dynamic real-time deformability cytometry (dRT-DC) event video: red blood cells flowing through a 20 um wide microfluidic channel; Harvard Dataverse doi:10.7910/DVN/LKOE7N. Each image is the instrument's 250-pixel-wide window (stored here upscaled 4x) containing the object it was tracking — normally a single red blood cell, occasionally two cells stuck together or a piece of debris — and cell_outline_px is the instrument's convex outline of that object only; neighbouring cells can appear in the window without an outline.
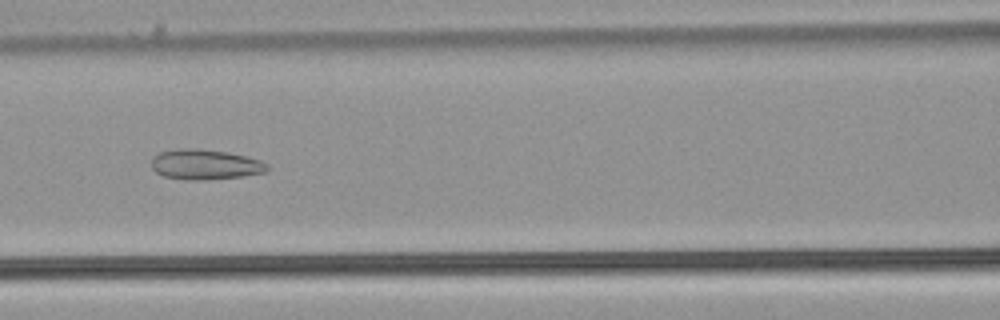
{"species": "common noctule bat (a hibernating species)", "species_latin": "Nyctalus noctula", "temperature_condition": "warm", "stored_images_in_passage": 52, "camera_frame_rate_fps": 3000, "um_per_image_px": 0.085, "animal": {"sex": "male", "body_mass_g": 21.5, "forearm_length_mm": 52.0}, "frame": {"image": 1, "passage_image": 24, "time_ms": 7.667, "image_size_px": [1000, 320], "cell_outline_px": [[268, 168], [264, 172], [244, 176], [200, 180], [188, 180], [164, 176], [156, 172], [152, 168], [152, 156], [160, 152], [176, 148], [196, 148], [228, 152], [260, 160], [268, 164]], "centroid_in_image_um": [17.4, 13.97], "position_along_channel_um": 149.2, "area_um2": 20.35}}
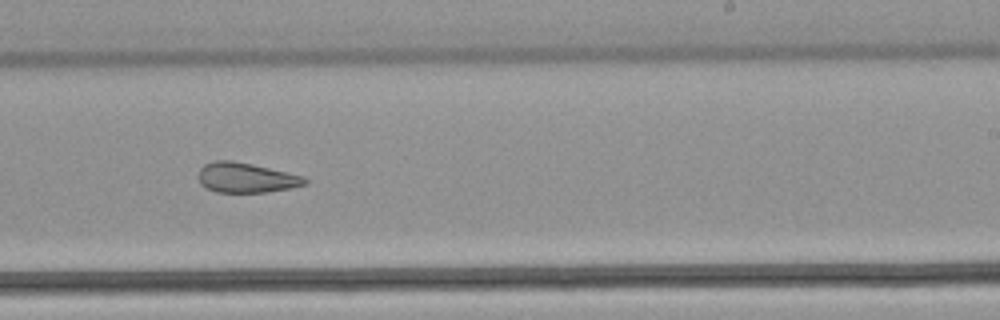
{"frame": {"image": 2, "passage_image": 33, "time_ms": 10.667, "image_size_px": [1000, 320], "cell_outline_px": [[308, 184], [268, 192], [216, 192], [204, 188], [200, 184], [200, 168], [204, 164], [212, 160], [232, 160], [252, 164], [304, 176], [308, 180]], "centroid_in_image_um": [20.91, 15.1], "position_along_channel_um": 268.1, "area_um2": 18.61}}
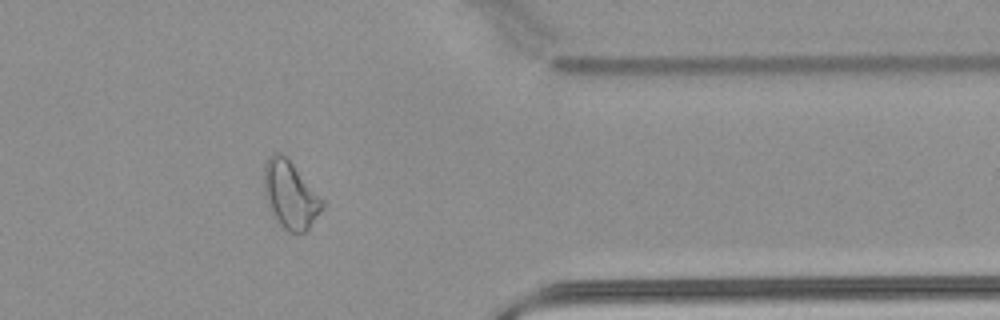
{"frame": {"image": 3, "passage_image": 43, "time_ms": 14.0, "image_size_px": [1000, 320], "cell_outline_px": [[324, 208], [308, 228], [304, 232], [288, 232], [276, 220], [264, 196], [264, 164], [268, 156], [272, 152], [280, 152], [292, 164], [324, 200]], "centroid_in_image_um": [24.66, 16.55], "position_along_channel_um": 386.7, "area_um2": 22.66}, "authors_computed_cell_mechanics": {"area_um2": 24.3627, "velocity_mm_per_s": 3.9791, "shape_relaxation_time_tau1_ms": null, "shape_relaxation_time_tau2_ms": 2.8619, "deformation_change_tau1": null, "deformation_change_tau2": 0.1053}}